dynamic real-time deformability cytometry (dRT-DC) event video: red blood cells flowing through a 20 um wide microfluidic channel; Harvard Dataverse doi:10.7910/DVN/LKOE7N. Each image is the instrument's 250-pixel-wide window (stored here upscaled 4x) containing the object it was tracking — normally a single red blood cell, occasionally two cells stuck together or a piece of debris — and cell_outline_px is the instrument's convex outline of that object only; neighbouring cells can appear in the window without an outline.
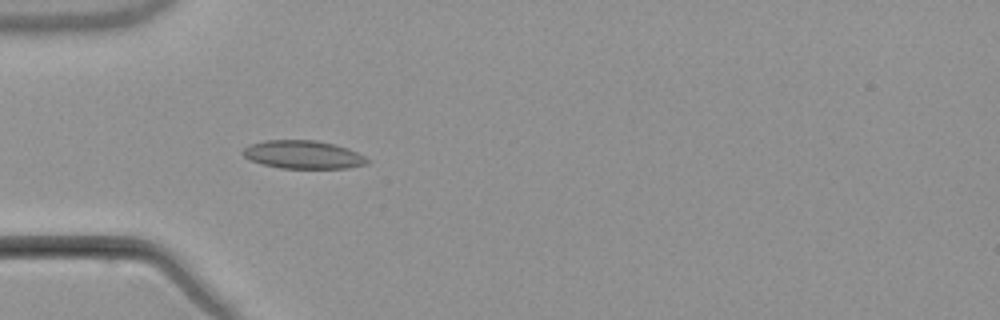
{"species": "common noctule bat (a hibernating species)", "species_latin": "Nyctalus noctula", "temperature_condition": "warm", "stored_images_in_passage": 5, "camera_frame_rate_fps": 3000, "um_per_image_px": 0.085, "animal": {"sex": "male", "body_mass_g": 21.5, "forearm_length_mm": 52.0}, "frame": {"image": 1, "passage_image": 5, "time_ms": 5.667, "image_size_px": [1000, 320], "cell_outline_px": [[372, 160], [368, 164], [348, 168], [280, 168], [264, 164], [252, 160], [244, 156], [240, 152], [248, 144], [264, 140], [316, 140], [348, 148]], "centroid_in_image_um": [25.77, 13.14], "position_along_channel_um": 59.2, "area_um2": 20.46}}